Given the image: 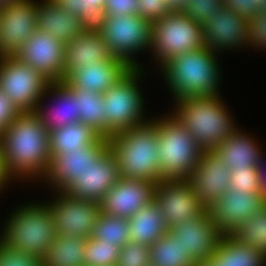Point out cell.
<instances>
[{
    "label": "cell",
    "mask_w": 266,
    "mask_h": 266,
    "mask_svg": "<svg viewBox=\"0 0 266 266\" xmlns=\"http://www.w3.org/2000/svg\"><path fill=\"white\" fill-rule=\"evenodd\" d=\"M47 92L55 97L57 107L46 111L38 106L35 112L49 132L78 122V97L64 81L51 82Z\"/></svg>",
    "instance_id": "cell-25"
},
{
    "label": "cell",
    "mask_w": 266,
    "mask_h": 266,
    "mask_svg": "<svg viewBox=\"0 0 266 266\" xmlns=\"http://www.w3.org/2000/svg\"><path fill=\"white\" fill-rule=\"evenodd\" d=\"M51 81L15 56L0 57V90L21 112H35Z\"/></svg>",
    "instance_id": "cell-9"
},
{
    "label": "cell",
    "mask_w": 266,
    "mask_h": 266,
    "mask_svg": "<svg viewBox=\"0 0 266 266\" xmlns=\"http://www.w3.org/2000/svg\"><path fill=\"white\" fill-rule=\"evenodd\" d=\"M131 69L124 60L112 56L107 61L72 70L64 78V82L71 89H84L87 92L103 94Z\"/></svg>",
    "instance_id": "cell-22"
},
{
    "label": "cell",
    "mask_w": 266,
    "mask_h": 266,
    "mask_svg": "<svg viewBox=\"0 0 266 266\" xmlns=\"http://www.w3.org/2000/svg\"><path fill=\"white\" fill-rule=\"evenodd\" d=\"M216 56V53L202 47L180 53L160 66L175 100L220 95L221 76Z\"/></svg>",
    "instance_id": "cell-4"
},
{
    "label": "cell",
    "mask_w": 266,
    "mask_h": 266,
    "mask_svg": "<svg viewBox=\"0 0 266 266\" xmlns=\"http://www.w3.org/2000/svg\"><path fill=\"white\" fill-rule=\"evenodd\" d=\"M20 113L19 108L0 90V136Z\"/></svg>",
    "instance_id": "cell-44"
},
{
    "label": "cell",
    "mask_w": 266,
    "mask_h": 266,
    "mask_svg": "<svg viewBox=\"0 0 266 266\" xmlns=\"http://www.w3.org/2000/svg\"><path fill=\"white\" fill-rule=\"evenodd\" d=\"M100 135L90 126L80 122L68 124L49 132V149L51 157L80 150L93 144Z\"/></svg>",
    "instance_id": "cell-28"
},
{
    "label": "cell",
    "mask_w": 266,
    "mask_h": 266,
    "mask_svg": "<svg viewBox=\"0 0 266 266\" xmlns=\"http://www.w3.org/2000/svg\"><path fill=\"white\" fill-rule=\"evenodd\" d=\"M261 12H266V0H261Z\"/></svg>",
    "instance_id": "cell-52"
},
{
    "label": "cell",
    "mask_w": 266,
    "mask_h": 266,
    "mask_svg": "<svg viewBox=\"0 0 266 266\" xmlns=\"http://www.w3.org/2000/svg\"><path fill=\"white\" fill-rule=\"evenodd\" d=\"M230 236L240 244L255 248L266 257V204Z\"/></svg>",
    "instance_id": "cell-33"
},
{
    "label": "cell",
    "mask_w": 266,
    "mask_h": 266,
    "mask_svg": "<svg viewBox=\"0 0 266 266\" xmlns=\"http://www.w3.org/2000/svg\"><path fill=\"white\" fill-rule=\"evenodd\" d=\"M112 57L100 33L82 32L74 40L65 43L64 78L72 71Z\"/></svg>",
    "instance_id": "cell-23"
},
{
    "label": "cell",
    "mask_w": 266,
    "mask_h": 266,
    "mask_svg": "<svg viewBox=\"0 0 266 266\" xmlns=\"http://www.w3.org/2000/svg\"><path fill=\"white\" fill-rule=\"evenodd\" d=\"M53 202L46 203L53 216L56 235L89 238L101 213V202L82 200L59 191Z\"/></svg>",
    "instance_id": "cell-11"
},
{
    "label": "cell",
    "mask_w": 266,
    "mask_h": 266,
    "mask_svg": "<svg viewBox=\"0 0 266 266\" xmlns=\"http://www.w3.org/2000/svg\"><path fill=\"white\" fill-rule=\"evenodd\" d=\"M99 33L109 53L124 60L131 68H140L132 58L133 54L152 48V23L139 15H106L105 25Z\"/></svg>",
    "instance_id": "cell-10"
},
{
    "label": "cell",
    "mask_w": 266,
    "mask_h": 266,
    "mask_svg": "<svg viewBox=\"0 0 266 266\" xmlns=\"http://www.w3.org/2000/svg\"><path fill=\"white\" fill-rule=\"evenodd\" d=\"M23 0H0V8L6 7L9 4L17 3Z\"/></svg>",
    "instance_id": "cell-51"
},
{
    "label": "cell",
    "mask_w": 266,
    "mask_h": 266,
    "mask_svg": "<svg viewBox=\"0 0 266 266\" xmlns=\"http://www.w3.org/2000/svg\"><path fill=\"white\" fill-rule=\"evenodd\" d=\"M223 4V0H188L184 14L201 25Z\"/></svg>",
    "instance_id": "cell-40"
},
{
    "label": "cell",
    "mask_w": 266,
    "mask_h": 266,
    "mask_svg": "<svg viewBox=\"0 0 266 266\" xmlns=\"http://www.w3.org/2000/svg\"><path fill=\"white\" fill-rule=\"evenodd\" d=\"M203 47L202 25L183 12H172L152 23V48L162 66L180 53Z\"/></svg>",
    "instance_id": "cell-8"
},
{
    "label": "cell",
    "mask_w": 266,
    "mask_h": 266,
    "mask_svg": "<svg viewBox=\"0 0 266 266\" xmlns=\"http://www.w3.org/2000/svg\"><path fill=\"white\" fill-rule=\"evenodd\" d=\"M231 170L214 151H204L186 181L208 208L230 189Z\"/></svg>",
    "instance_id": "cell-20"
},
{
    "label": "cell",
    "mask_w": 266,
    "mask_h": 266,
    "mask_svg": "<svg viewBox=\"0 0 266 266\" xmlns=\"http://www.w3.org/2000/svg\"><path fill=\"white\" fill-rule=\"evenodd\" d=\"M194 266H216V260L211 256L207 260L195 262Z\"/></svg>",
    "instance_id": "cell-50"
},
{
    "label": "cell",
    "mask_w": 266,
    "mask_h": 266,
    "mask_svg": "<svg viewBox=\"0 0 266 266\" xmlns=\"http://www.w3.org/2000/svg\"><path fill=\"white\" fill-rule=\"evenodd\" d=\"M39 3V4H38ZM37 29L69 43L83 32L78 16L60 9L51 0L37 2Z\"/></svg>",
    "instance_id": "cell-26"
},
{
    "label": "cell",
    "mask_w": 266,
    "mask_h": 266,
    "mask_svg": "<svg viewBox=\"0 0 266 266\" xmlns=\"http://www.w3.org/2000/svg\"><path fill=\"white\" fill-rule=\"evenodd\" d=\"M116 266H151L150 246L127 242L120 248Z\"/></svg>",
    "instance_id": "cell-37"
},
{
    "label": "cell",
    "mask_w": 266,
    "mask_h": 266,
    "mask_svg": "<svg viewBox=\"0 0 266 266\" xmlns=\"http://www.w3.org/2000/svg\"><path fill=\"white\" fill-rule=\"evenodd\" d=\"M172 12H184L188 0H163Z\"/></svg>",
    "instance_id": "cell-48"
},
{
    "label": "cell",
    "mask_w": 266,
    "mask_h": 266,
    "mask_svg": "<svg viewBox=\"0 0 266 266\" xmlns=\"http://www.w3.org/2000/svg\"><path fill=\"white\" fill-rule=\"evenodd\" d=\"M230 187L237 191L260 193L259 169L231 171Z\"/></svg>",
    "instance_id": "cell-39"
},
{
    "label": "cell",
    "mask_w": 266,
    "mask_h": 266,
    "mask_svg": "<svg viewBox=\"0 0 266 266\" xmlns=\"http://www.w3.org/2000/svg\"><path fill=\"white\" fill-rule=\"evenodd\" d=\"M108 146L117 159L120 178L161 181L158 133L152 121L108 137Z\"/></svg>",
    "instance_id": "cell-2"
},
{
    "label": "cell",
    "mask_w": 266,
    "mask_h": 266,
    "mask_svg": "<svg viewBox=\"0 0 266 266\" xmlns=\"http://www.w3.org/2000/svg\"><path fill=\"white\" fill-rule=\"evenodd\" d=\"M153 200L160 208L166 225L181 224L208 208L195 196L186 180H162L155 184Z\"/></svg>",
    "instance_id": "cell-13"
},
{
    "label": "cell",
    "mask_w": 266,
    "mask_h": 266,
    "mask_svg": "<svg viewBox=\"0 0 266 266\" xmlns=\"http://www.w3.org/2000/svg\"><path fill=\"white\" fill-rule=\"evenodd\" d=\"M169 231L179 240V244L194 262L209 259L225 236L213 223L207 209L181 224L173 225Z\"/></svg>",
    "instance_id": "cell-15"
},
{
    "label": "cell",
    "mask_w": 266,
    "mask_h": 266,
    "mask_svg": "<svg viewBox=\"0 0 266 266\" xmlns=\"http://www.w3.org/2000/svg\"><path fill=\"white\" fill-rule=\"evenodd\" d=\"M5 224L0 240L9 248L44 258L53 243L56 229L50 208L45 204H27L17 208Z\"/></svg>",
    "instance_id": "cell-5"
},
{
    "label": "cell",
    "mask_w": 266,
    "mask_h": 266,
    "mask_svg": "<svg viewBox=\"0 0 266 266\" xmlns=\"http://www.w3.org/2000/svg\"><path fill=\"white\" fill-rule=\"evenodd\" d=\"M60 9L78 17L81 15V0H51Z\"/></svg>",
    "instance_id": "cell-46"
},
{
    "label": "cell",
    "mask_w": 266,
    "mask_h": 266,
    "mask_svg": "<svg viewBox=\"0 0 266 266\" xmlns=\"http://www.w3.org/2000/svg\"><path fill=\"white\" fill-rule=\"evenodd\" d=\"M108 147V138L100 136L80 150L53 155L43 178L55 191L64 192Z\"/></svg>",
    "instance_id": "cell-16"
},
{
    "label": "cell",
    "mask_w": 266,
    "mask_h": 266,
    "mask_svg": "<svg viewBox=\"0 0 266 266\" xmlns=\"http://www.w3.org/2000/svg\"><path fill=\"white\" fill-rule=\"evenodd\" d=\"M259 179H260V193L263 199L266 201V170L264 168L263 156H261V162L258 165Z\"/></svg>",
    "instance_id": "cell-47"
},
{
    "label": "cell",
    "mask_w": 266,
    "mask_h": 266,
    "mask_svg": "<svg viewBox=\"0 0 266 266\" xmlns=\"http://www.w3.org/2000/svg\"><path fill=\"white\" fill-rule=\"evenodd\" d=\"M141 68H132L102 94L105 102L107 138L151 121H145L142 115L144 102L138 86V80L143 74Z\"/></svg>",
    "instance_id": "cell-7"
},
{
    "label": "cell",
    "mask_w": 266,
    "mask_h": 266,
    "mask_svg": "<svg viewBox=\"0 0 266 266\" xmlns=\"http://www.w3.org/2000/svg\"><path fill=\"white\" fill-rule=\"evenodd\" d=\"M14 56L51 82L64 81L65 43L52 34L37 29Z\"/></svg>",
    "instance_id": "cell-12"
},
{
    "label": "cell",
    "mask_w": 266,
    "mask_h": 266,
    "mask_svg": "<svg viewBox=\"0 0 266 266\" xmlns=\"http://www.w3.org/2000/svg\"><path fill=\"white\" fill-rule=\"evenodd\" d=\"M119 179L117 159L108 147L64 192L76 199L101 202Z\"/></svg>",
    "instance_id": "cell-18"
},
{
    "label": "cell",
    "mask_w": 266,
    "mask_h": 266,
    "mask_svg": "<svg viewBox=\"0 0 266 266\" xmlns=\"http://www.w3.org/2000/svg\"><path fill=\"white\" fill-rule=\"evenodd\" d=\"M0 150L11 179H43L51 160L49 131L36 112H21L0 136Z\"/></svg>",
    "instance_id": "cell-1"
},
{
    "label": "cell",
    "mask_w": 266,
    "mask_h": 266,
    "mask_svg": "<svg viewBox=\"0 0 266 266\" xmlns=\"http://www.w3.org/2000/svg\"><path fill=\"white\" fill-rule=\"evenodd\" d=\"M23 0L0 8V57L14 56L37 30V3Z\"/></svg>",
    "instance_id": "cell-14"
},
{
    "label": "cell",
    "mask_w": 266,
    "mask_h": 266,
    "mask_svg": "<svg viewBox=\"0 0 266 266\" xmlns=\"http://www.w3.org/2000/svg\"><path fill=\"white\" fill-rule=\"evenodd\" d=\"M223 4L245 18L261 12V0H223Z\"/></svg>",
    "instance_id": "cell-45"
},
{
    "label": "cell",
    "mask_w": 266,
    "mask_h": 266,
    "mask_svg": "<svg viewBox=\"0 0 266 266\" xmlns=\"http://www.w3.org/2000/svg\"><path fill=\"white\" fill-rule=\"evenodd\" d=\"M87 238L78 235H57L46 251L43 266H85Z\"/></svg>",
    "instance_id": "cell-29"
},
{
    "label": "cell",
    "mask_w": 266,
    "mask_h": 266,
    "mask_svg": "<svg viewBox=\"0 0 266 266\" xmlns=\"http://www.w3.org/2000/svg\"><path fill=\"white\" fill-rule=\"evenodd\" d=\"M179 240L168 232L150 246L151 266H194Z\"/></svg>",
    "instance_id": "cell-32"
},
{
    "label": "cell",
    "mask_w": 266,
    "mask_h": 266,
    "mask_svg": "<svg viewBox=\"0 0 266 266\" xmlns=\"http://www.w3.org/2000/svg\"><path fill=\"white\" fill-rule=\"evenodd\" d=\"M138 14L140 17L153 23L172 13V10L163 0H138Z\"/></svg>",
    "instance_id": "cell-42"
},
{
    "label": "cell",
    "mask_w": 266,
    "mask_h": 266,
    "mask_svg": "<svg viewBox=\"0 0 266 266\" xmlns=\"http://www.w3.org/2000/svg\"><path fill=\"white\" fill-rule=\"evenodd\" d=\"M157 127L162 180H186L197 166L203 149L172 115L151 120Z\"/></svg>",
    "instance_id": "cell-6"
},
{
    "label": "cell",
    "mask_w": 266,
    "mask_h": 266,
    "mask_svg": "<svg viewBox=\"0 0 266 266\" xmlns=\"http://www.w3.org/2000/svg\"><path fill=\"white\" fill-rule=\"evenodd\" d=\"M248 136V134H243L236 128L213 150L231 171L258 169L262 151L256 145V140Z\"/></svg>",
    "instance_id": "cell-24"
},
{
    "label": "cell",
    "mask_w": 266,
    "mask_h": 266,
    "mask_svg": "<svg viewBox=\"0 0 266 266\" xmlns=\"http://www.w3.org/2000/svg\"><path fill=\"white\" fill-rule=\"evenodd\" d=\"M106 0H81V15L79 17L83 32L99 33L106 20L104 10Z\"/></svg>",
    "instance_id": "cell-36"
},
{
    "label": "cell",
    "mask_w": 266,
    "mask_h": 266,
    "mask_svg": "<svg viewBox=\"0 0 266 266\" xmlns=\"http://www.w3.org/2000/svg\"><path fill=\"white\" fill-rule=\"evenodd\" d=\"M155 184L145 179L120 178L102 199L101 212L105 215L131 218L153 201Z\"/></svg>",
    "instance_id": "cell-21"
},
{
    "label": "cell",
    "mask_w": 266,
    "mask_h": 266,
    "mask_svg": "<svg viewBox=\"0 0 266 266\" xmlns=\"http://www.w3.org/2000/svg\"><path fill=\"white\" fill-rule=\"evenodd\" d=\"M0 266H43V259L11 249L0 240Z\"/></svg>",
    "instance_id": "cell-38"
},
{
    "label": "cell",
    "mask_w": 266,
    "mask_h": 266,
    "mask_svg": "<svg viewBox=\"0 0 266 266\" xmlns=\"http://www.w3.org/2000/svg\"><path fill=\"white\" fill-rule=\"evenodd\" d=\"M202 25L203 47L218 53L219 50L241 48L247 45V18L238 15L222 4Z\"/></svg>",
    "instance_id": "cell-19"
},
{
    "label": "cell",
    "mask_w": 266,
    "mask_h": 266,
    "mask_svg": "<svg viewBox=\"0 0 266 266\" xmlns=\"http://www.w3.org/2000/svg\"><path fill=\"white\" fill-rule=\"evenodd\" d=\"M10 176L6 172V168L4 165V160L1 155V150H0V190L4 188L5 185H7V182H10Z\"/></svg>",
    "instance_id": "cell-49"
},
{
    "label": "cell",
    "mask_w": 266,
    "mask_h": 266,
    "mask_svg": "<svg viewBox=\"0 0 266 266\" xmlns=\"http://www.w3.org/2000/svg\"><path fill=\"white\" fill-rule=\"evenodd\" d=\"M127 218L100 213L90 238L113 243L120 248L130 241Z\"/></svg>",
    "instance_id": "cell-34"
},
{
    "label": "cell",
    "mask_w": 266,
    "mask_h": 266,
    "mask_svg": "<svg viewBox=\"0 0 266 266\" xmlns=\"http://www.w3.org/2000/svg\"><path fill=\"white\" fill-rule=\"evenodd\" d=\"M78 97V122L90 126L100 136L106 137L105 102L103 95L72 89Z\"/></svg>",
    "instance_id": "cell-31"
},
{
    "label": "cell",
    "mask_w": 266,
    "mask_h": 266,
    "mask_svg": "<svg viewBox=\"0 0 266 266\" xmlns=\"http://www.w3.org/2000/svg\"><path fill=\"white\" fill-rule=\"evenodd\" d=\"M265 204L261 193L237 191L230 187L208 210L220 231L224 235H230Z\"/></svg>",
    "instance_id": "cell-17"
},
{
    "label": "cell",
    "mask_w": 266,
    "mask_h": 266,
    "mask_svg": "<svg viewBox=\"0 0 266 266\" xmlns=\"http://www.w3.org/2000/svg\"><path fill=\"white\" fill-rule=\"evenodd\" d=\"M138 5V0H106L104 10L110 16L137 15Z\"/></svg>",
    "instance_id": "cell-43"
},
{
    "label": "cell",
    "mask_w": 266,
    "mask_h": 266,
    "mask_svg": "<svg viewBox=\"0 0 266 266\" xmlns=\"http://www.w3.org/2000/svg\"><path fill=\"white\" fill-rule=\"evenodd\" d=\"M127 222L130 229V241L148 246H152L169 230L154 200L128 218Z\"/></svg>",
    "instance_id": "cell-27"
},
{
    "label": "cell",
    "mask_w": 266,
    "mask_h": 266,
    "mask_svg": "<svg viewBox=\"0 0 266 266\" xmlns=\"http://www.w3.org/2000/svg\"><path fill=\"white\" fill-rule=\"evenodd\" d=\"M212 257L216 266H265L266 257L255 248L238 243L225 235L216 247Z\"/></svg>",
    "instance_id": "cell-30"
},
{
    "label": "cell",
    "mask_w": 266,
    "mask_h": 266,
    "mask_svg": "<svg viewBox=\"0 0 266 266\" xmlns=\"http://www.w3.org/2000/svg\"><path fill=\"white\" fill-rule=\"evenodd\" d=\"M219 95L176 100V120L190 132L203 151H213L236 129Z\"/></svg>",
    "instance_id": "cell-3"
},
{
    "label": "cell",
    "mask_w": 266,
    "mask_h": 266,
    "mask_svg": "<svg viewBox=\"0 0 266 266\" xmlns=\"http://www.w3.org/2000/svg\"><path fill=\"white\" fill-rule=\"evenodd\" d=\"M247 46L266 50V12H259L247 18Z\"/></svg>",
    "instance_id": "cell-41"
},
{
    "label": "cell",
    "mask_w": 266,
    "mask_h": 266,
    "mask_svg": "<svg viewBox=\"0 0 266 266\" xmlns=\"http://www.w3.org/2000/svg\"><path fill=\"white\" fill-rule=\"evenodd\" d=\"M120 247L101 240L87 238L84 252L85 266H116Z\"/></svg>",
    "instance_id": "cell-35"
}]
</instances>
